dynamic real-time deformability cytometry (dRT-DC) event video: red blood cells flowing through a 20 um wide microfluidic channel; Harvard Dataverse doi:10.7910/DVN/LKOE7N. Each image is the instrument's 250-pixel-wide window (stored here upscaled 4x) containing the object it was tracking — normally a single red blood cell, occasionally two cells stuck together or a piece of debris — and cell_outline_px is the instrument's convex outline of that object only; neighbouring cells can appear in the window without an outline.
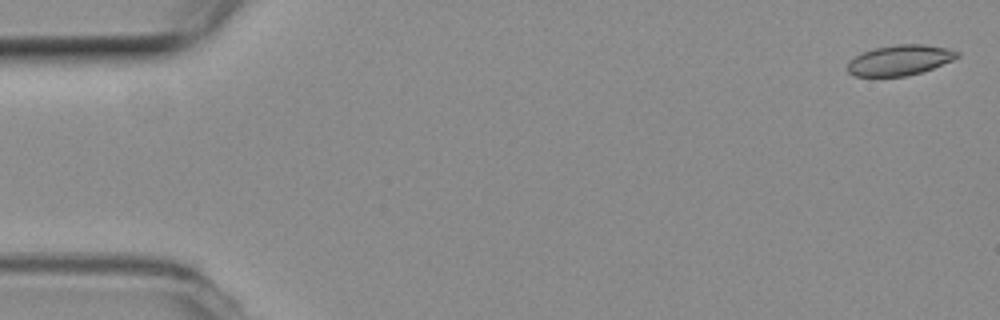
{"species": "common noctule bat (a hibernating species)", "species_latin": "Nyctalus noctula", "temperature_condition": "room temperature", "stored_images_in_passage": 55, "camera_frame_rate_fps": 3000, "um_per_image_px": 0.085, "animal": {"sex": "female", "body_mass_g": 19.3, "forearm_length_mm": 54.1}, "frame": {"image": 1, "passage_image": 2, "time_ms": 0.333, "image_size_px": [1000, 320], "cell_outline_px": [[960, 56], [952, 60], [932, 68], [920, 72], [904, 76], [856, 76], [848, 72], [848, 60], [864, 52], [876, 48], [896, 44], [924, 44], [948, 48], [960, 52]], "centroid_in_image_um": [76.5, 5.1], "position_along_channel_um": 8.5, "area_um2": 19.19}}
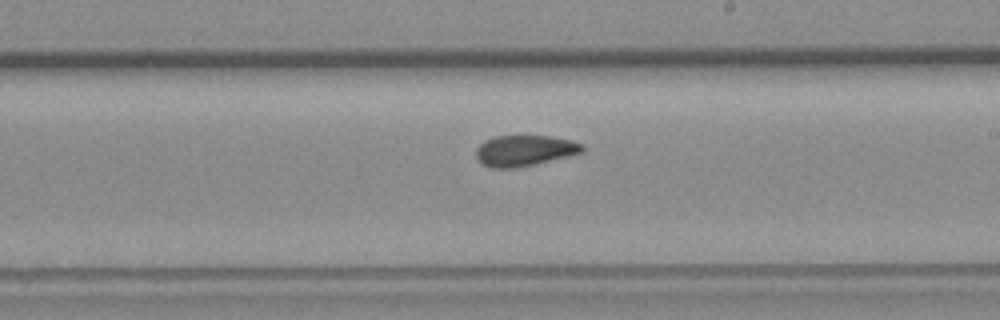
{"frame": {"image": 2, "passage_image": 32, "time_ms": 10.333, "image_size_px": [1000, 320], "cell_outline_px": [[584, 152], [568, 156], [516, 168], [492, 168], [480, 164], [476, 160], [476, 148], [484, 140], [496, 136], [548, 136], [568, 140], [580, 144], [584, 148]], "centroid_in_image_um": [44.51, 12.81], "position_along_channel_um": 244.5, "area_um2": 19.02}}
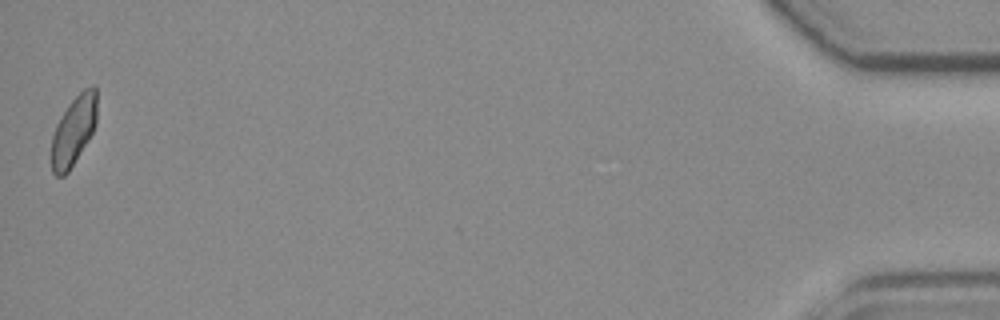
{"frame": {"image": 3, "passage_image": 55, "time_ms": 18.0, "image_size_px": [1000, 320], "cell_outline_px": [[96, 124], [88, 140], [68, 172], [64, 176], [56, 176], [52, 172], [52, 136], [56, 124], [68, 104], [84, 88], [92, 84], [96, 84]], "centroid_in_image_um": [6.26, 11.08], "position_along_channel_um": 428.9, "area_um2": 18.26}, "authors_computed_cell_mechanics": {"area_um2": 19.5942, "velocity_mm_per_s": 3.7465, "shape_relaxation_time_tau1_ms": 7.2831, "shape_relaxation_time_tau2_ms": 2.3375, "deformation_change_tau1": 0.1339, "deformation_change_tau2": 0.0643}}